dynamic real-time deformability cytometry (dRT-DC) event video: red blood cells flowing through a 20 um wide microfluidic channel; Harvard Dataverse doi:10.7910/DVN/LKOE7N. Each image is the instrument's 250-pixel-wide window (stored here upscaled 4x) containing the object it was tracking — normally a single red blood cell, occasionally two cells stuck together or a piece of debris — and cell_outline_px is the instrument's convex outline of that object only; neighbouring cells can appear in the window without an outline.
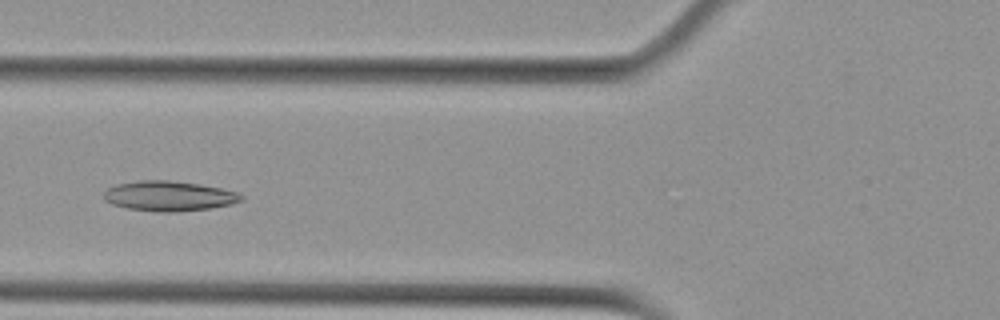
{"species": "Egyptian fruit bat (a non-hibernating species)", "species_latin": "Rousettus aegyptiacus", "temperature_condition": "cold", "stored_images_in_passage": 10, "camera_frame_rate_fps": 3000, "um_per_image_px": 0.085, "animal": {"sex": "female"}, "frame": {"image": 1, "passage_image": 6, "time_ms": 1.667, "image_size_px": [1000, 320], "cell_outline_px": [[244, 200], [232, 204], [212, 208], [176, 212], [156, 212], [128, 208], [112, 204], [104, 200], [104, 192], [108, 188], [116, 184], [140, 180], [168, 180], [200, 184], [220, 188], [236, 192], [244, 196]], "centroid_in_image_um": [14.38, 16.66], "position_along_channel_um": 111.4, "area_um2": 24.16}}
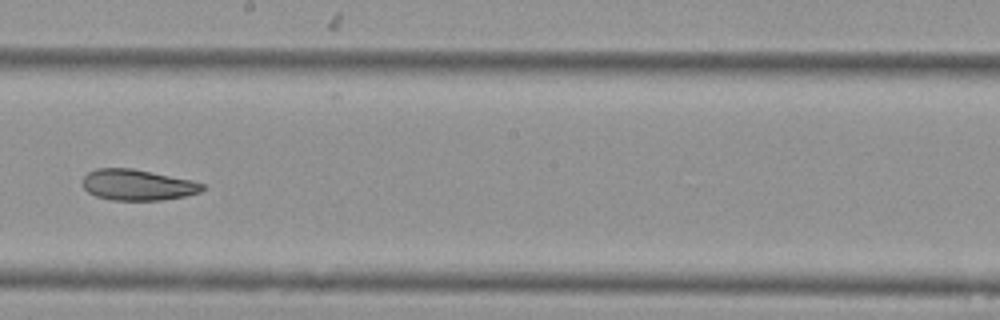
{"frame": {"image": 2, "passage_image": 9, "time_ms": 2.667, "image_size_px": [1000, 320], "cell_outline_px": [[204, 188], [200, 192], [184, 196], [160, 200], [112, 200], [96, 196], [88, 192], [84, 188], [84, 176], [88, 172], [96, 168], [132, 168], [192, 180], [204, 184]], "centroid_in_image_um": [11.69, 15.71], "position_along_channel_um": 236.5, "area_um2": 21.44}}
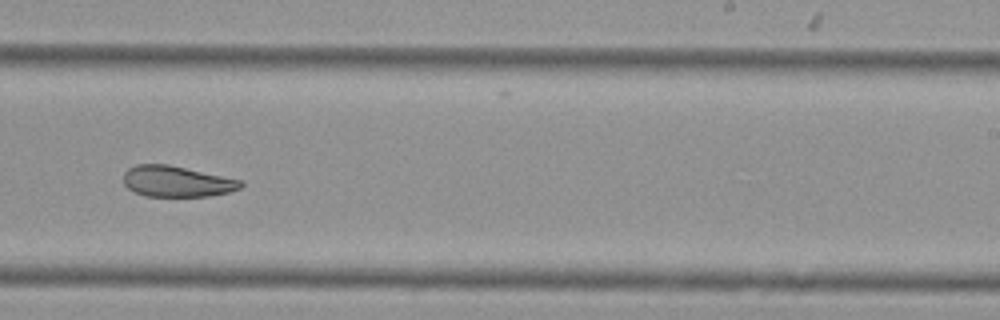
{"frame": {"image": 3, "passage_image": 10, "time_ms": 3.0, "image_size_px": [1000, 320], "cell_outline_px": [[244, 184], [240, 188], [228, 192], [208, 196], [144, 196], [132, 192], [124, 184], [124, 172], [128, 168], [136, 164], [168, 164], [244, 180]], "centroid_in_image_um": [15.02, 15.41], "position_along_channel_um": 274.0, "area_um2": 21.33}}